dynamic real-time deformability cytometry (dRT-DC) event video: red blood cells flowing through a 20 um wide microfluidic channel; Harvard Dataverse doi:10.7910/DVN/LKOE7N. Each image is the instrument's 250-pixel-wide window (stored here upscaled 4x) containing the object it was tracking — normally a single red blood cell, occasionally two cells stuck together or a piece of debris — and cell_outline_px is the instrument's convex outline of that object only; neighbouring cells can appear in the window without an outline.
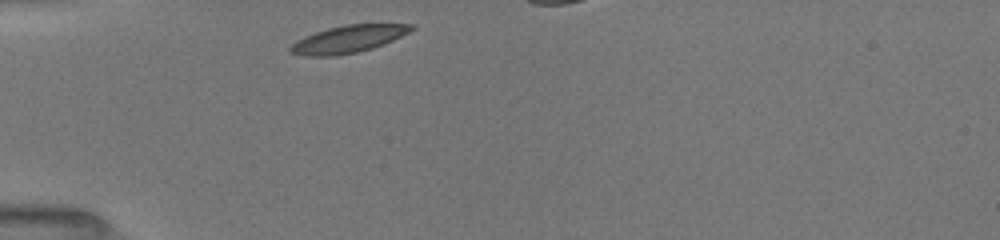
{"species": "common noctule bat (a hibernating species)", "species_latin": "Nyctalus noctula", "temperature_condition": "room temperature", "stored_images_in_passage": 31, "camera_frame_rate_fps": 3000, "um_per_image_px": 0.085, "animal": {"sex": "female", "body_mass_g": 19.5, "forearm_length_mm": 54.1}, "frame": {"image": 1, "passage_image": 1, "time_ms": 0.0, "image_size_px": [1000, 240], "cell_outline_px": [[416, 28], [384, 44], [372, 48], [356, 52], [336, 56], [304, 56], [288, 52], [288, 48], [296, 40], [304, 36], [328, 28], [344, 24], [416, 24]], "centroid_in_image_um": [29.57, 3.32], "position_along_channel_um": 55.4, "area_um2": 19.31}}
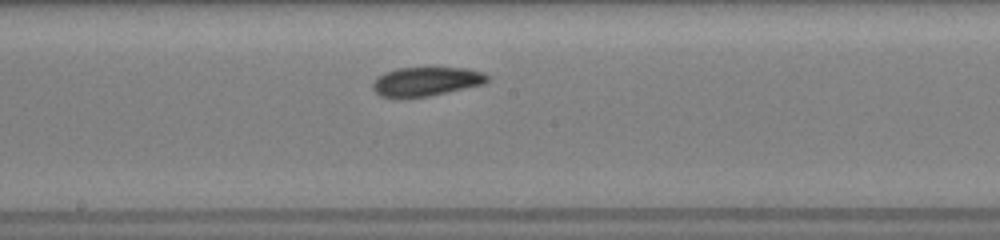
{"frame": {"image": 2, "passage_image": 14, "time_ms": 4.333, "image_size_px": [1000, 240], "cell_outline_px": [[488, 80], [484, 84], [428, 96], [396, 100], [380, 96], [372, 88], [372, 84], [376, 76], [384, 72], [400, 68], [468, 68], [484, 72], [488, 76]], "centroid_in_image_um": [36.16, 6.95], "position_along_channel_um": 212.0, "area_um2": 19.77}}
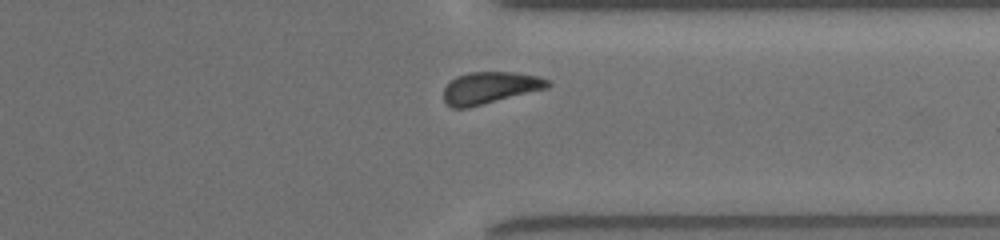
{"frame": {"image": 3, "passage_image": 26, "time_ms": 8.333, "image_size_px": [1000, 240], "cell_outline_px": [[552, 84], [548, 88], [468, 108], [452, 108], [444, 100], [444, 88], [456, 76], [468, 72], [516, 72], [536, 76], [552, 80]], "centroid_in_image_um": [41.68, 7.45], "position_along_channel_um": 369.7, "area_um2": 19.42}, "authors_computed_cell_mechanics": {"area_um2": 19.7098, "velocity_mm_per_s": 3.9322, "shape_relaxation_time_tau1_ms": 2.0318, "shape_relaxation_time_tau2_ms": 2.8247, "deformation_change_tau1": 0.0879, "deformation_change_tau2": 0.0882}}